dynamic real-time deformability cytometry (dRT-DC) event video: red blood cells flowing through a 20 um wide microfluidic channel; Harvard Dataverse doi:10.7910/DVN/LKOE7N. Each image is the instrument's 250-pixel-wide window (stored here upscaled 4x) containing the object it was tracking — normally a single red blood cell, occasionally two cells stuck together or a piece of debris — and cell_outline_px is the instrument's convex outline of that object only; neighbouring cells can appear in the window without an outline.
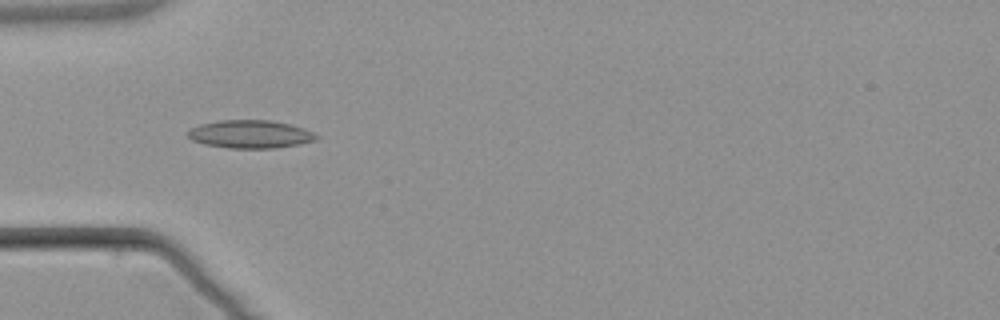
{"species": "common noctule bat (a hibernating species)", "species_latin": "Nyctalus noctula", "temperature_condition": "warm", "stored_images_in_passage": 4, "camera_frame_rate_fps": 3000, "um_per_image_px": 0.085, "animal": {"sex": "male", "body_mass_g": 21.5, "forearm_length_mm": 52.0}, "frame": {"image": 1, "passage_image": 3, "time_ms": 3.0, "image_size_px": [1000, 320], "cell_outline_px": [[320, 136], [316, 140], [300, 144], [276, 148], [228, 148], [204, 144], [192, 140], [188, 136], [188, 132], [192, 128], [200, 124], [220, 120], [268, 120], [292, 124], [304, 128]], "centroid_in_image_um": [21.31, 11.4], "position_along_channel_um": 63.7, "area_um2": 21.04}}
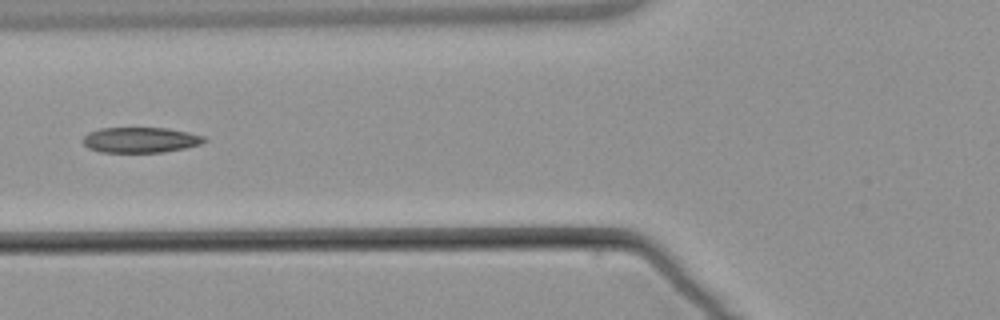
{"frame": {"image": 2, "passage_image": 4, "time_ms": 4.333, "image_size_px": [1000, 320], "cell_outline_px": [[208, 140], [200, 144], [184, 148], [164, 152], [100, 152], [88, 148], [84, 144], [84, 136], [88, 132], [100, 128], [168, 128], [188, 132], [204, 136]], "centroid_in_image_um": [11.94, 11.89], "position_along_channel_um": 113.9, "area_um2": 17.98}}